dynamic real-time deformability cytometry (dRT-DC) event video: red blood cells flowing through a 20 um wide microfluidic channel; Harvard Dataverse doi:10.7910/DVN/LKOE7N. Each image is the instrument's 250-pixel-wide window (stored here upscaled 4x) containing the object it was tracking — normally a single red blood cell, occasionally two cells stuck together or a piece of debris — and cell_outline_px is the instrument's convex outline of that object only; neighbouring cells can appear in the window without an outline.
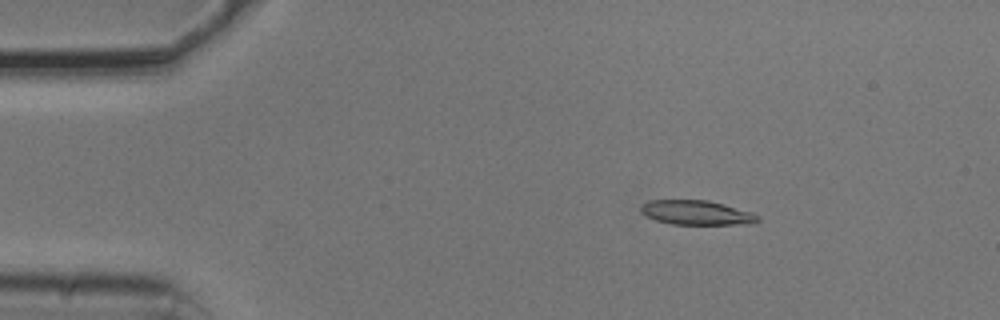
{"species": "common noctule bat (a hibernating species)", "species_latin": "Nyctalus noctula", "temperature_condition": "cold", "stored_images_in_passage": 54, "camera_frame_rate_fps": 3000, "um_per_image_px": 0.085, "animal": {"sex": "male", "body_mass_g": 20.5, "forearm_length_mm": 52.5}, "frame": {"image": 1, "passage_image": 9, "time_ms": 2.667, "image_size_px": [1000, 320], "cell_outline_px": [[760, 220], [752, 224], [672, 224], [656, 220], [640, 212], [640, 204], [648, 200], [708, 200], [724, 204], [752, 212], [760, 216]], "centroid_in_image_um": [59.21, 18.07], "position_along_channel_um": 25.8, "area_um2": 16.76}}
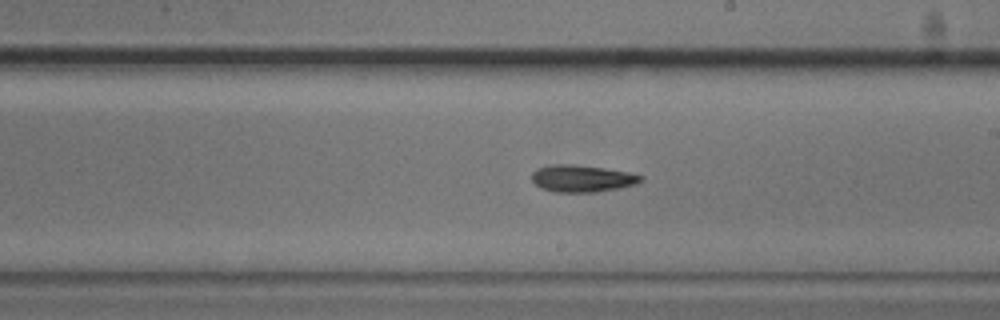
{"frame": {"image": 2, "passage_image": 31, "time_ms": 10.0, "image_size_px": [1000, 320], "cell_outline_px": [[644, 180], [636, 184], [620, 188], [596, 192], [552, 192], [540, 188], [532, 180], [532, 172], [536, 168], [552, 164], [572, 164], [604, 168], [628, 172], [644, 176]], "centroid_in_image_um": [49.47, 15.17], "position_along_channel_um": 239.5, "area_um2": 17.34}}
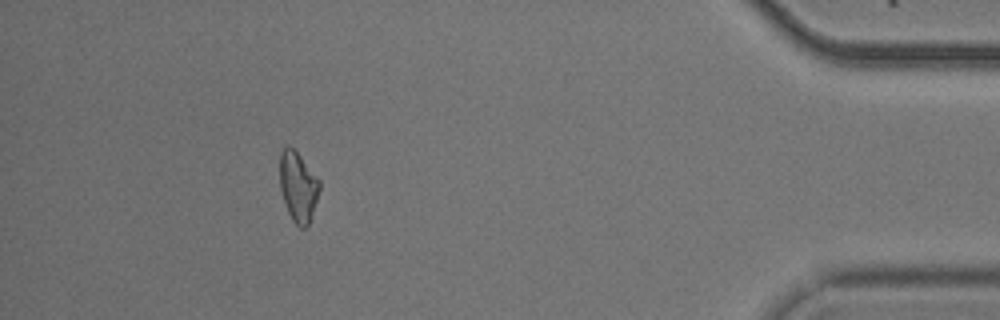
{"frame": {"image": 3, "passage_image": 49, "time_ms": 16.0, "image_size_px": [1000, 320], "cell_outline_px": [[320, 188], [308, 224], [304, 228], [300, 228], [292, 220], [288, 212], [280, 188], [280, 152], [288, 144], [300, 156], [320, 180]], "centroid_in_image_um": [25.32, 15.85], "position_along_channel_um": 409.9, "area_um2": 15.9}, "authors_computed_cell_mechanics": {"area_um2": 16.8198, "velocity_mm_per_s": 3.7728, "shape_relaxation_time_tau1_ms": 2.5358, "shape_relaxation_time_tau2_ms": null, "deformation_change_tau1": 0.1296, "deformation_change_tau2": null}}